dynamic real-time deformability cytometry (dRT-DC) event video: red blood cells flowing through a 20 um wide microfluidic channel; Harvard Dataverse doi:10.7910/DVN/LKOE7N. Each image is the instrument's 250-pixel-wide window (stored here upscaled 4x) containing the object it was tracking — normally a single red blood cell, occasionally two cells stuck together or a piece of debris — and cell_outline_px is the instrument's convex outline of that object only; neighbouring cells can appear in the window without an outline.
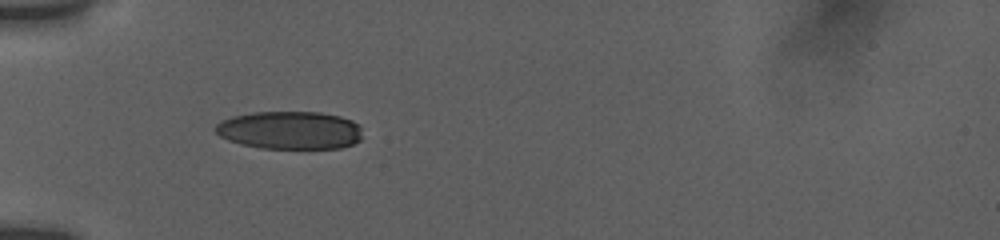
{"species": "human", "species_latin": "Homo sapiens", "temperature_condition": "room temperature", "stored_images_in_passage": 8, "camera_frame_rate_fps": 3000, "um_per_image_px": 0.085, "donor": {"sex": "female"}, "frame": {"image": 1, "passage_image": 1, "time_ms": 0.0, "image_size_px": [1000, 240], "cell_outline_px": [[360, 140], [352, 144], [340, 148], [260, 148], [240, 144], [228, 140], [220, 136], [212, 128], [220, 120], [232, 116], [252, 112], [320, 112], [340, 116], [352, 120], [360, 124]], "centroid_in_image_um": [24.6, 11.06], "position_along_channel_um": 60.4, "area_um2": 32.77}}
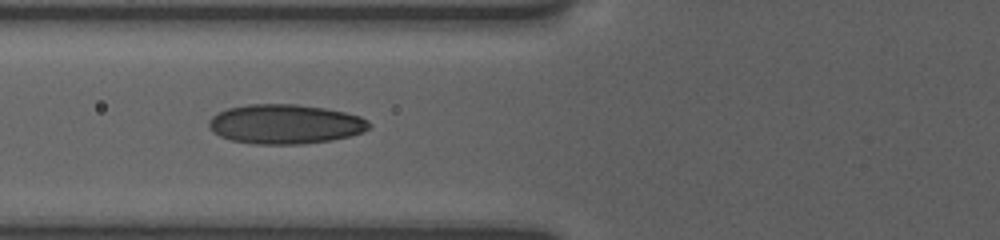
{"frame": {"image": 2, "passage_image": 7, "time_ms": 1.333, "image_size_px": [1000, 240], "cell_outline_px": [[372, 124], [364, 132], [352, 136], [332, 140], [300, 144], [256, 144], [232, 140], [220, 136], [212, 132], [208, 124], [208, 120], [212, 116], [228, 108], [248, 104], [296, 104], [324, 108], [344, 112], [360, 116], [368, 120]], "centroid_in_image_um": [24.26, 10.55], "position_along_channel_um": 101.5, "area_um2": 36.99}}